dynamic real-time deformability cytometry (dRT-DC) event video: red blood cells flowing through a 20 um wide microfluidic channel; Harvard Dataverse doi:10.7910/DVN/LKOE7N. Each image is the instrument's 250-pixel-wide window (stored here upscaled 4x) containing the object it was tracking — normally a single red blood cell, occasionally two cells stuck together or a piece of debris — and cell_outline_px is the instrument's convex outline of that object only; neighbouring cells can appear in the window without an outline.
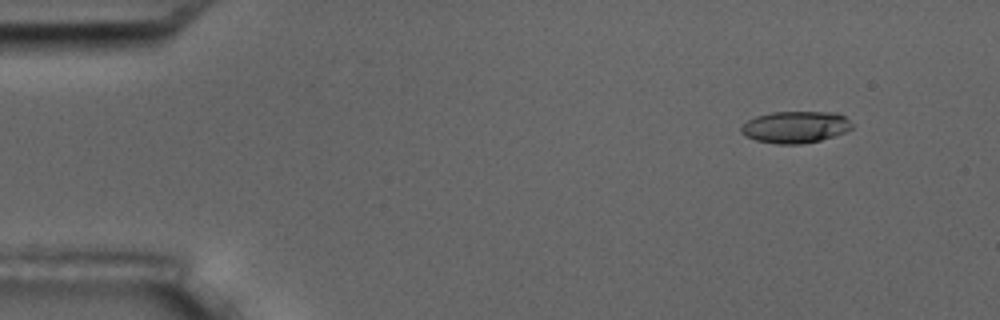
{"species": "common noctule bat (a hibernating species)", "species_latin": "Nyctalus noctula", "temperature_condition": "room temperature", "stored_images_in_passage": 10, "camera_frame_rate_fps": 3000, "um_per_image_px": 0.085, "animal": {"sex": "male", "body_mass_g": 17.5, "forearm_length_mm": 52.3}, "frame": {"image": 1, "passage_image": 2, "time_ms": 1.333, "image_size_px": [1000, 320], "cell_outline_px": [[852, 128], [844, 132], [820, 140], [800, 144], [776, 144], [756, 140], [744, 136], [740, 132], [740, 128], [748, 120], [756, 116], [772, 112], [836, 112], [844, 116], [852, 124]], "centroid_in_image_um": [67.58, 10.8], "position_along_channel_um": 17.4, "area_um2": 20.46}}
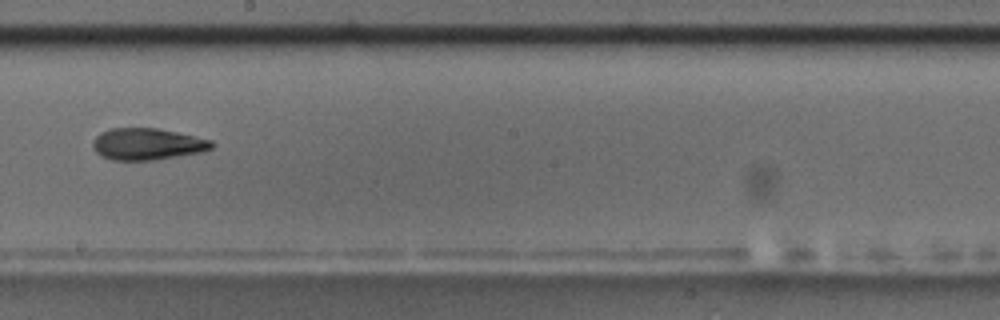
{"frame": {"image": 2, "passage_image": 9, "time_ms": 10.333, "image_size_px": [1000, 320], "cell_outline_px": [[212, 148], [204, 152], [156, 160], [112, 160], [100, 156], [92, 148], [92, 140], [100, 132], [108, 128], [156, 128], [176, 132], [212, 140]], "centroid_in_image_um": [12.48, 12.25], "position_along_channel_um": 235.7, "area_um2": 22.2}}
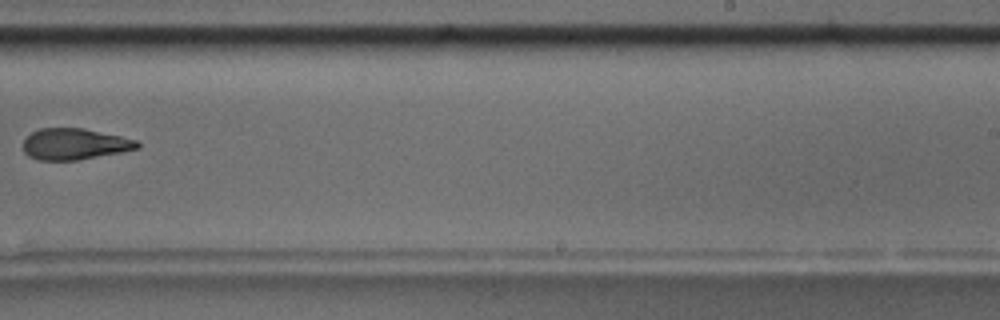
{"frame": {"image": 3, "passage_image": 10, "time_ms": 11.667, "image_size_px": [1000, 320], "cell_outline_px": [[140, 148], [120, 152], [76, 160], [36, 160], [28, 156], [24, 152], [24, 140], [32, 132], [40, 128], [84, 128], [120, 136], [136, 140], [140, 144]], "centroid_in_image_um": [6.32, 12.24], "position_along_channel_um": 282.7, "area_um2": 20.63}}